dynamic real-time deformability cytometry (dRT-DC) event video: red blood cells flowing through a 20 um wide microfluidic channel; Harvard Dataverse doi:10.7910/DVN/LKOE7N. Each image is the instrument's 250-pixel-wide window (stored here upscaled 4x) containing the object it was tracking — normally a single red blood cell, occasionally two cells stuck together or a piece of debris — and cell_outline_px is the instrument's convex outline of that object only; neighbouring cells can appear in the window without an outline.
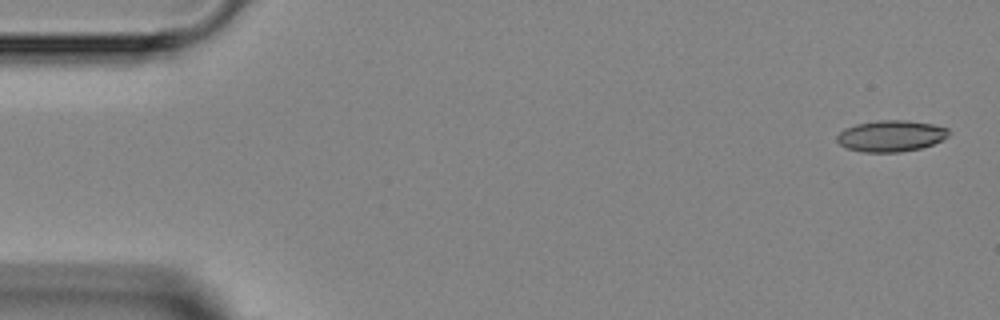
{"species": "Egyptian fruit bat (a non-hibernating species)", "species_latin": "Rousettus aegyptiacus", "temperature_condition": "room temperature", "stored_images_in_passage": 5, "camera_frame_rate_fps": 3000, "um_per_image_px": 0.085, "animal": {"sex": "female"}, "frame": {"image": 1, "passage_image": 1, "time_ms": 0.0, "image_size_px": [1000, 320], "cell_outline_px": [[948, 136], [932, 144], [920, 148], [900, 152], [860, 152], [844, 148], [836, 140], [836, 136], [844, 128], [856, 124], [876, 120], [904, 120], [932, 124], [948, 128]], "centroid_in_image_um": [75.67, 11.56], "position_along_channel_um": 9.3, "area_um2": 20.4}}
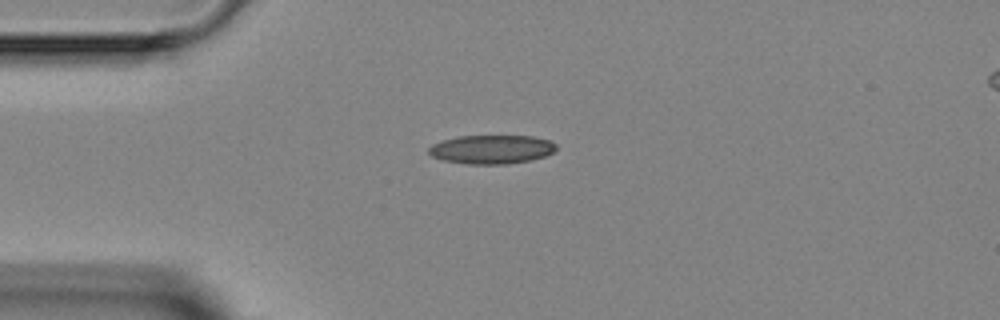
{"frame": {"image": 2, "passage_image": 4, "time_ms": 3.333, "image_size_px": [1000, 320], "cell_outline_px": [[556, 148], [552, 152], [544, 156], [532, 160], [504, 164], [468, 164], [444, 160], [432, 156], [428, 152], [428, 148], [432, 144], [440, 140], [460, 136], [532, 136], [548, 140], [556, 144]], "centroid_in_image_um": [41.76, 12.69], "position_along_channel_um": 43.2, "area_um2": 21.33}}